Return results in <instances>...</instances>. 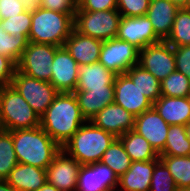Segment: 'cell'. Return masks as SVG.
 Returning a JSON list of instances; mask_svg holds the SVG:
<instances>
[{
    "mask_svg": "<svg viewBox=\"0 0 190 191\" xmlns=\"http://www.w3.org/2000/svg\"><path fill=\"white\" fill-rule=\"evenodd\" d=\"M85 122L74 93H59L40 117V127L61 148Z\"/></svg>",
    "mask_w": 190,
    "mask_h": 191,
    "instance_id": "1",
    "label": "cell"
},
{
    "mask_svg": "<svg viewBox=\"0 0 190 191\" xmlns=\"http://www.w3.org/2000/svg\"><path fill=\"white\" fill-rule=\"evenodd\" d=\"M9 132L19 163L46 169L62 150L40 126Z\"/></svg>",
    "mask_w": 190,
    "mask_h": 191,
    "instance_id": "2",
    "label": "cell"
},
{
    "mask_svg": "<svg viewBox=\"0 0 190 191\" xmlns=\"http://www.w3.org/2000/svg\"><path fill=\"white\" fill-rule=\"evenodd\" d=\"M116 137L86 121L77 132L63 145L62 150L81 165L101 161L103 153Z\"/></svg>",
    "mask_w": 190,
    "mask_h": 191,
    "instance_id": "3",
    "label": "cell"
},
{
    "mask_svg": "<svg viewBox=\"0 0 190 191\" xmlns=\"http://www.w3.org/2000/svg\"><path fill=\"white\" fill-rule=\"evenodd\" d=\"M28 42L64 46L74 29V13L42 8L32 13Z\"/></svg>",
    "mask_w": 190,
    "mask_h": 191,
    "instance_id": "4",
    "label": "cell"
},
{
    "mask_svg": "<svg viewBox=\"0 0 190 191\" xmlns=\"http://www.w3.org/2000/svg\"><path fill=\"white\" fill-rule=\"evenodd\" d=\"M1 129L6 131L40 126V117L10 84L0 87Z\"/></svg>",
    "mask_w": 190,
    "mask_h": 191,
    "instance_id": "5",
    "label": "cell"
},
{
    "mask_svg": "<svg viewBox=\"0 0 190 191\" xmlns=\"http://www.w3.org/2000/svg\"><path fill=\"white\" fill-rule=\"evenodd\" d=\"M121 18L117 9L95 12L76 11L74 30L82 35L106 41L116 38Z\"/></svg>",
    "mask_w": 190,
    "mask_h": 191,
    "instance_id": "6",
    "label": "cell"
},
{
    "mask_svg": "<svg viewBox=\"0 0 190 191\" xmlns=\"http://www.w3.org/2000/svg\"><path fill=\"white\" fill-rule=\"evenodd\" d=\"M58 46L28 42L17 63V70L29 77L50 82L54 60Z\"/></svg>",
    "mask_w": 190,
    "mask_h": 191,
    "instance_id": "7",
    "label": "cell"
},
{
    "mask_svg": "<svg viewBox=\"0 0 190 191\" xmlns=\"http://www.w3.org/2000/svg\"><path fill=\"white\" fill-rule=\"evenodd\" d=\"M11 85L28 102L39 117L45 113L54 98L59 94L50 82L29 77L17 69Z\"/></svg>",
    "mask_w": 190,
    "mask_h": 191,
    "instance_id": "8",
    "label": "cell"
},
{
    "mask_svg": "<svg viewBox=\"0 0 190 191\" xmlns=\"http://www.w3.org/2000/svg\"><path fill=\"white\" fill-rule=\"evenodd\" d=\"M139 49L133 44L117 38L103 41L99 63L115 74L126 73L138 64Z\"/></svg>",
    "mask_w": 190,
    "mask_h": 191,
    "instance_id": "9",
    "label": "cell"
},
{
    "mask_svg": "<svg viewBox=\"0 0 190 191\" xmlns=\"http://www.w3.org/2000/svg\"><path fill=\"white\" fill-rule=\"evenodd\" d=\"M138 65L162 81L176 71L173 47L166 41H160L140 49Z\"/></svg>",
    "mask_w": 190,
    "mask_h": 191,
    "instance_id": "10",
    "label": "cell"
},
{
    "mask_svg": "<svg viewBox=\"0 0 190 191\" xmlns=\"http://www.w3.org/2000/svg\"><path fill=\"white\" fill-rule=\"evenodd\" d=\"M81 164L61 150L46 168L47 182L60 191H76Z\"/></svg>",
    "mask_w": 190,
    "mask_h": 191,
    "instance_id": "11",
    "label": "cell"
},
{
    "mask_svg": "<svg viewBox=\"0 0 190 191\" xmlns=\"http://www.w3.org/2000/svg\"><path fill=\"white\" fill-rule=\"evenodd\" d=\"M114 103L138 116L153 107V103L138 89L126 74H118L114 80Z\"/></svg>",
    "mask_w": 190,
    "mask_h": 191,
    "instance_id": "12",
    "label": "cell"
},
{
    "mask_svg": "<svg viewBox=\"0 0 190 191\" xmlns=\"http://www.w3.org/2000/svg\"><path fill=\"white\" fill-rule=\"evenodd\" d=\"M50 83L59 93H73L78 83V63L65 46L58 47L51 65Z\"/></svg>",
    "mask_w": 190,
    "mask_h": 191,
    "instance_id": "13",
    "label": "cell"
},
{
    "mask_svg": "<svg viewBox=\"0 0 190 191\" xmlns=\"http://www.w3.org/2000/svg\"><path fill=\"white\" fill-rule=\"evenodd\" d=\"M119 177L102 162L82 165L76 191H116Z\"/></svg>",
    "mask_w": 190,
    "mask_h": 191,
    "instance_id": "14",
    "label": "cell"
},
{
    "mask_svg": "<svg viewBox=\"0 0 190 191\" xmlns=\"http://www.w3.org/2000/svg\"><path fill=\"white\" fill-rule=\"evenodd\" d=\"M116 38L133 44L139 50L162 41L155 34L150 19L146 15L122 17Z\"/></svg>",
    "mask_w": 190,
    "mask_h": 191,
    "instance_id": "15",
    "label": "cell"
},
{
    "mask_svg": "<svg viewBox=\"0 0 190 191\" xmlns=\"http://www.w3.org/2000/svg\"><path fill=\"white\" fill-rule=\"evenodd\" d=\"M169 127L154 107L135 116L134 131L143 136L158 154L164 150Z\"/></svg>",
    "mask_w": 190,
    "mask_h": 191,
    "instance_id": "16",
    "label": "cell"
},
{
    "mask_svg": "<svg viewBox=\"0 0 190 191\" xmlns=\"http://www.w3.org/2000/svg\"><path fill=\"white\" fill-rule=\"evenodd\" d=\"M90 122L118 138L134 130L135 116L122 106L112 103L92 117Z\"/></svg>",
    "mask_w": 190,
    "mask_h": 191,
    "instance_id": "17",
    "label": "cell"
},
{
    "mask_svg": "<svg viewBox=\"0 0 190 191\" xmlns=\"http://www.w3.org/2000/svg\"><path fill=\"white\" fill-rule=\"evenodd\" d=\"M103 41L72 30L65 41V48L78 65H90L99 61Z\"/></svg>",
    "mask_w": 190,
    "mask_h": 191,
    "instance_id": "18",
    "label": "cell"
},
{
    "mask_svg": "<svg viewBox=\"0 0 190 191\" xmlns=\"http://www.w3.org/2000/svg\"><path fill=\"white\" fill-rule=\"evenodd\" d=\"M159 161L132 162L130 168L119 177L116 191H149L154 166Z\"/></svg>",
    "mask_w": 190,
    "mask_h": 191,
    "instance_id": "19",
    "label": "cell"
},
{
    "mask_svg": "<svg viewBox=\"0 0 190 191\" xmlns=\"http://www.w3.org/2000/svg\"><path fill=\"white\" fill-rule=\"evenodd\" d=\"M78 83L75 91L88 89H114L117 74L96 62L90 65H78Z\"/></svg>",
    "mask_w": 190,
    "mask_h": 191,
    "instance_id": "20",
    "label": "cell"
},
{
    "mask_svg": "<svg viewBox=\"0 0 190 191\" xmlns=\"http://www.w3.org/2000/svg\"><path fill=\"white\" fill-rule=\"evenodd\" d=\"M178 9L169 0H150L146 17L150 19L155 34L162 41L170 35Z\"/></svg>",
    "mask_w": 190,
    "mask_h": 191,
    "instance_id": "21",
    "label": "cell"
},
{
    "mask_svg": "<svg viewBox=\"0 0 190 191\" xmlns=\"http://www.w3.org/2000/svg\"><path fill=\"white\" fill-rule=\"evenodd\" d=\"M153 107L169 125L185 126L190 121L189 97L160 96Z\"/></svg>",
    "mask_w": 190,
    "mask_h": 191,
    "instance_id": "22",
    "label": "cell"
},
{
    "mask_svg": "<svg viewBox=\"0 0 190 191\" xmlns=\"http://www.w3.org/2000/svg\"><path fill=\"white\" fill-rule=\"evenodd\" d=\"M46 181V169L22 163H18L6 179L16 191H37Z\"/></svg>",
    "mask_w": 190,
    "mask_h": 191,
    "instance_id": "23",
    "label": "cell"
},
{
    "mask_svg": "<svg viewBox=\"0 0 190 191\" xmlns=\"http://www.w3.org/2000/svg\"><path fill=\"white\" fill-rule=\"evenodd\" d=\"M82 116L90 121L98 112L114 103V89H88L74 91Z\"/></svg>",
    "mask_w": 190,
    "mask_h": 191,
    "instance_id": "24",
    "label": "cell"
},
{
    "mask_svg": "<svg viewBox=\"0 0 190 191\" xmlns=\"http://www.w3.org/2000/svg\"><path fill=\"white\" fill-rule=\"evenodd\" d=\"M118 139L124 146L125 152L130 156L133 162L160 160L159 154L154 150L151 144L136 131L130 130L119 136Z\"/></svg>",
    "mask_w": 190,
    "mask_h": 191,
    "instance_id": "25",
    "label": "cell"
},
{
    "mask_svg": "<svg viewBox=\"0 0 190 191\" xmlns=\"http://www.w3.org/2000/svg\"><path fill=\"white\" fill-rule=\"evenodd\" d=\"M126 74L132 79L138 89L144 94L153 104L161 96L160 82L154 75L143 69L140 65H134Z\"/></svg>",
    "mask_w": 190,
    "mask_h": 191,
    "instance_id": "26",
    "label": "cell"
},
{
    "mask_svg": "<svg viewBox=\"0 0 190 191\" xmlns=\"http://www.w3.org/2000/svg\"><path fill=\"white\" fill-rule=\"evenodd\" d=\"M190 141L187 138L185 126L170 125L164 150L159 156H189Z\"/></svg>",
    "mask_w": 190,
    "mask_h": 191,
    "instance_id": "27",
    "label": "cell"
},
{
    "mask_svg": "<svg viewBox=\"0 0 190 191\" xmlns=\"http://www.w3.org/2000/svg\"><path fill=\"white\" fill-rule=\"evenodd\" d=\"M106 166L110 167L114 173L120 177L132 165L130 156L125 152L121 141L116 138L109 148L103 153L101 161Z\"/></svg>",
    "mask_w": 190,
    "mask_h": 191,
    "instance_id": "28",
    "label": "cell"
},
{
    "mask_svg": "<svg viewBox=\"0 0 190 191\" xmlns=\"http://www.w3.org/2000/svg\"><path fill=\"white\" fill-rule=\"evenodd\" d=\"M173 48L190 45V10L179 8L170 35L165 40Z\"/></svg>",
    "mask_w": 190,
    "mask_h": 191,
    "instance_id": "29",
    "label": "cell"
},
{
    "mask_svg": "<svg viewBox=\"0 0 190 191\" xmlns=\"http://www.w3.org/2000/svg\"><path fill=\"white\" fill-rule=\"evenodd\" d=\"M159 158L169 169L178 189L190 187V155Z\"/></svg>",
    "mask_w": 190,
    "mask_h": 191,
    "instance_id": "30",
    "label": "cell"
},
{
    "mask_svg": "<svg viewBox=\"0 0 190 191\" xmlns=\"http://www.w3.org/2000/svg\"><path fill=\"white\" fill-rule=\"evenodd\" d=\"M18 163L11 133L0 129V180H6Z\"/></svg>",
    "mask_w": 190,
    "mask_h": 191,
    "instance_id": "31",
    "label": "cell"
},
{
    "mask_svg": "<svg viewBox=\"0 0 190 191\" xmlns=\"http://www.w3.org/2000/svg\"><path fill=\"white\" fill-rule=\"evenodd\" d=\"M161 96L188 97L190 93V79L178 71L169 74L160 82Z\"/></svg>",
    "mask_w": 190,
    "mask_h": 191,
    "instance_id": "32",
    "label": "cell"
},
{
    "mask_svg": "<svg viewBox=\"0 0 190 191\" xmlns=\"http://www.w3.org/2000/svg\"><path fill=\"white\" fill-rule=\"evenodd\" d=\"M27 38H16L3 30L0 22V54L10 58L16 65L19 62L23 50L27 47Z\"/></svg>",
    "mask_w": 190,
    "mask_h": 191,
    "instance_id": "33",
    "label": "cell"
},
{
    "mask_svg": "<svg viewBox=\"0 0 190 191\" xmlns=\"http://www.w3.org/2000/svg\"><path fill=\"white\" fill-rule=\"evenodd\" d=\"M3 30L16 38H27L31 29L32 13L24 11L12 18L0 20Z\"/></svg>",
    "mask_w": 190,
    "mask_h": 191,
    "instance_id": "34",
    "label": "cell"
},
{
    "mask_svg": "<svg viewBox=\"0 0 190 191\" xmlns=\"http://www.w3.org/2000/svg\"><path fill=\"white\" fill-rule=\"evenodd\" d=\"M149 191H178L169 169L161 160L154 166Z\"/></svg>",
    "mask_w": 190,
    "mask_h": 191,
    "instance_id": "35",
    "label": "cell"
},
{
    "mask_svg": "<svg viewBox=\"0 0 190 191\" xmlns=\"http://www.w3.org/2000/svg\"><path fill=\"white\" fill-rule=\"evenodd\" d=\"M150 0H117V10L122 17L145 16Z\"/></svg>",
    "mask_w": 190,
    "mask_h": 191,
    "instance_id": "36",
    "label": "cell"
},
{
    "mask_svg": "<svg viewBox=\"0 0 190 191\" xmlns=\"http://www.w3.org/2000/svg\"><path fill=\"white\" fill-rule=\"evenodd\" d=\"M117 9V0H77L76 11H104Z\"/></svg>",
    "mask_w": 190,
    "mask_h": 191,
    "instance_id": "37",
    "label": "cell"
},
{
    "mask_svg": "<svg viewBox=\"0 0 190 191\" xmlns=\"http://www.w3.org/2000/svg\"><path fill=\"white\" fill-rule=\"evenodd\" d=\"M176 71L190 79V45L173 48Z\"/></svg>",
    "mask_w": 190,
    "mask_h": 191,
    "instance_id": "38",
    "label": "cell"
},
{
    "mask_svg": "<svg viewBox=\"0 0 190 191\" xmlns=\"http://www.w3.org/2000/svg\"><path fill=\"white\" fill-rule=\"evenodd\" d=\"M42 8L63 12L75 13L77 8V0H40Z\"/></svg>",
    "mask_w": 190,
    "mask_h": 191,
    "instance_id": "39",
    "label": "cell"
},
{
    "mask_svg": "<svg viewBox=\"0 0 190 191\" xmlns=\"http://www.w3.org/2000/svg\"><path fill=\"white\" fill-rule=\"evenodd\" d=\"M17 65L8 57L0 54V87L10 85Z\"/></svg>",
    "mask_w": 190,
    "mask_h": 191,
    "instance_id": "40",
    "label": "cell"
},
{
    "mask_svg": "<svg viewBox=\"0 0 190 191\" xmlns=\"http://www.w3.org/2000/svg\"><path fill=\"white\" fill-rule=\"evenodd\" d=\"M24 11V5L20 0H0V20L12 18Z\"/></svg>",
    "mask_w": 190,
    "mask_h": 191,
    "instance_id": "41",
    "label": "cell"
},
{
    "mask_svg": "<svg viewBox=\"0 0 190 191\" xmlns=\"http://www.w3.org/2000/svg\"><path fill=\"white\" fill-rule=\"evenodd\" d=\"M24 5V10L29 13H34L38 10L40 5V0H20Z\"/></svg>",
    "mask_w": 190,
    "mask_h": 191,
    "instance_id": "42",
    "label": "cell"
},
{
    "mask_svg": "<svg viewBox=\"0 0 190 191\" xmlns=\"http://www.w3.org/2000/svg\"><path fill=\"white\" fill-rule=\"evenodd\" d=\"M37 191H60V190L46 181V183L42 187H40Z\"/></svg>",
    "mask_w": 190,
    "mask_h": 191,
    "instance_id": "43",
    "label": "cell"
},
{
    "mask_svg": "<svg viewBox=\"0 0 190 191\" xmlns=\"http://www.w3.org/2000/svg\"><path fill=\"white\" fill-rule=\"evenodd\" d=\"M0 191H16L6 180H0Z\"/></svg>",
    "mask_w": 190,
    "mask_h": 191,
    "instance_id": "44",
    "label": "cell"
},
{
    "mask_svg": "<svg viewBox=\"0 0 190 191\" xmlns=\"http://www.w3.org/2000/svg\"><path fill=\"white\" fill-rule=\"evenodd\" d=\"M171 3L176 5L178 8H186L189 0H169Z\"/></svg>",
    "mask_w": 190,
    "mask_h": 191,
    "instance_id": "45",
    "label": "cell"
},
{
    "mask_svg": "<svg viewBox=\"0 0 190 191\" xmlns=\"http://www.w3.org/2000/svg\"><path fill=\"white\" fill-rule=\"evenodd\" d=\"M186 133H187V138L190 141V121L185 125Z\"/></svg>",
    "mask_w": 190,
    "mask_h": 191,
    "instance_id": "46",
    "label": "cell"
},
{
    "mask_svg": "<svg viewBox=\"0 0 190 191\" xmlns=\"http://www.w3.org/2000/svg\"><path fill=\"white\" fill-rule=\"evenodd\" d=\"M178 191H190V187L178 189Z\"/></svg>",
    "mask_w": 190,
    "mask_h": 191,
    "instance_id": "47",
    "label": "cell"
},
{
    "mask_svg": "<svg viewBox=\"0 0 190 191\" xmlns=\"http://www.w3.org/2000/svg\"><path fill=\"white\" fill-rule=\"evenodd\" d=\"M0 108H1V100H0ZM0 129H1V109H0Z\"/></svg>",
    "mask_w": 190,
    "mask_h": 191,
    "instance_id": "48",
    "label": "cell"
},
{
    "mask_svg": "<svg viewBox=\"0 0 190 191\" xmlns=\"http://www.w3.org/2000/svg\"><path fill=\"white\" fill-rule=\"evenodd\" d=\"M186 9H189V10H190V0H189V2H188V4H187Z\"/></svg>",
    "mask_w": 190,
    "mask_h": 191,
    "instance_id": "49",
    "label": "cell"
}]
</instances>
